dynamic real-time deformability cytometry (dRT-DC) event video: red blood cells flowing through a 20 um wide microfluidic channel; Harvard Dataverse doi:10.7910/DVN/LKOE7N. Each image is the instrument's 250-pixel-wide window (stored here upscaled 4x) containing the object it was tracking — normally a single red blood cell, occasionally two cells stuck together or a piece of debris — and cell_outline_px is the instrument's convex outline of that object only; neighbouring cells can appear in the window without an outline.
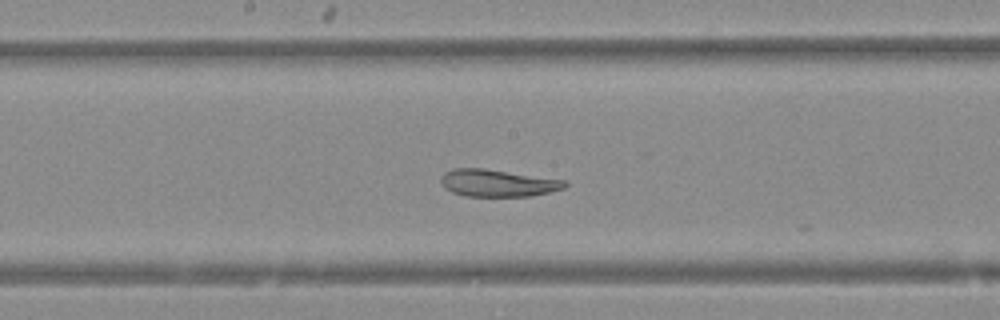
{"species": "Egyptian fruit bat (a non-hibernating species)", "species_latin": "Rousettus aegyptiacus", "temperature_condition": "warm", "stored_images_in_passage": 24, "camera_frame_rate_fps": 3000, "um_per_image_px": 0.085, "animal": {"sex": "female"}, "frame": {"image": 1, "passage_image": 23, "time_ms": 7.333, "image_size_px": [1000, 320], "cell_outline_px": [[568, 184], [564, 188], [548, 192], [528, 196], [464, 196], [452, 192], [444, 188], [440, 180], [440, 176], [444, 172], [452, 168], [484, 168], [564, 180]], "centroid_in_image_um": [42.24, 15.55], "position_along_channel_um": 206.0, "area_um2": 19.59}}